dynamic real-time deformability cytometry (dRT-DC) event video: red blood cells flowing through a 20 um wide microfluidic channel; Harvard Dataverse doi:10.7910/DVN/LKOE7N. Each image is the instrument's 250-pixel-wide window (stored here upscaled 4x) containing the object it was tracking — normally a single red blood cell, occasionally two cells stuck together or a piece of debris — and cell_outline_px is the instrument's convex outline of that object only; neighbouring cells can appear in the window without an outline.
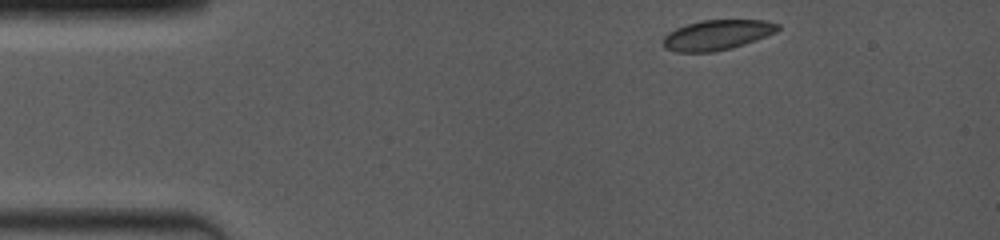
{"species": "common noctule bat (a hibernating species)", "species_latin": "Nyctalus noctula", "temperature_condition": "room temperature", "stored_images_in_passage": 4, "camera_frame_rate_fps": 4000, "um_per_image_px": 0.085, "animal": {"sex": "female", "body_mass_g": 19.0, "forearm_length_mm": 53.3}, "frame": {"image": 1, "passage_image": 1, "time_ms": 0.0, "image_size_px": [1000, 240], "cell_outline_px": [[780, 28], [776, 32], [756, 40], [744, 44], [712, 52], [676, 52], [664, 48], [660, 44], [664, 36], [668, 32], [676, 28], [700, 20], [768, 20], [780, 24]], "centroid_in_image_um": [60.92, 2.96], "position_along_channel_um": 24.1, "area_um2": 20.23}}
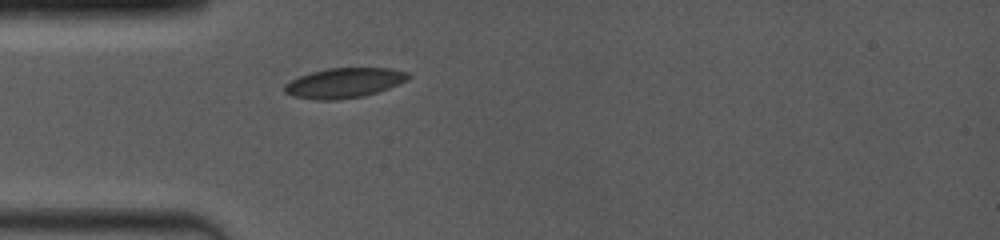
{"frame": {"image": 2, "passage_image": 4, "time_ms": 2.5, "image_size_px": [1000, 240], "cell_outline_px": [[412, 76], [408, 80], [388, 88], [364, 96], [336, 100], [316, 100], [292, 96], [284, 92], [284, 84], [300, 76], [312, 72], [328, 68], [392, 68], [408, 72]], "centroid_in_image_um": [29.27, 7.05], "position_along_channel_um": 55.7, "area_um2": 21.62}}